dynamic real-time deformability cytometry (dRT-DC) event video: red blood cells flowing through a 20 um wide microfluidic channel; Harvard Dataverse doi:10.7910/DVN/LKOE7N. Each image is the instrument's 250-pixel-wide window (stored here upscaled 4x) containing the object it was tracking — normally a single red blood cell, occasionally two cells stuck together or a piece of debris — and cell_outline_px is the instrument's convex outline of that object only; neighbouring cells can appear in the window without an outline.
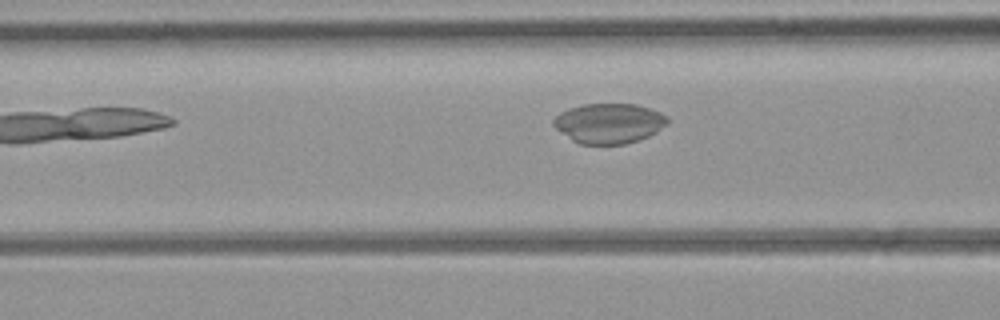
{"species": "common noctule bat (a hibernating species)", "species_latin": "Nyctalus noctula", "temperature_condition": "room temperature", "stored_images_in_passage": 5, "camera_frame_rate_fps": 3000, "um_per_image_px": 0.085, "animal": {"sex": "female", "body_mass_g": 21.9}, "frame": {"image": 1, "passage_image": 4, "time_ms": 3.667, "image_size_px": [1000, 320], "cell_outline_px": [[668, 124], [656, 132], [648, 136], [624, 144], [580, 144], [572, 140], [556, 128], [552, 124], [552, 120], [560, 112], [568, 108], [584, 104], [636, 104], [660, 112], [668, 116]], "centroid_in_image_um": [51.76, 10.47], "position_along_channel_um": 114.8, "area_um2": 26.53}}